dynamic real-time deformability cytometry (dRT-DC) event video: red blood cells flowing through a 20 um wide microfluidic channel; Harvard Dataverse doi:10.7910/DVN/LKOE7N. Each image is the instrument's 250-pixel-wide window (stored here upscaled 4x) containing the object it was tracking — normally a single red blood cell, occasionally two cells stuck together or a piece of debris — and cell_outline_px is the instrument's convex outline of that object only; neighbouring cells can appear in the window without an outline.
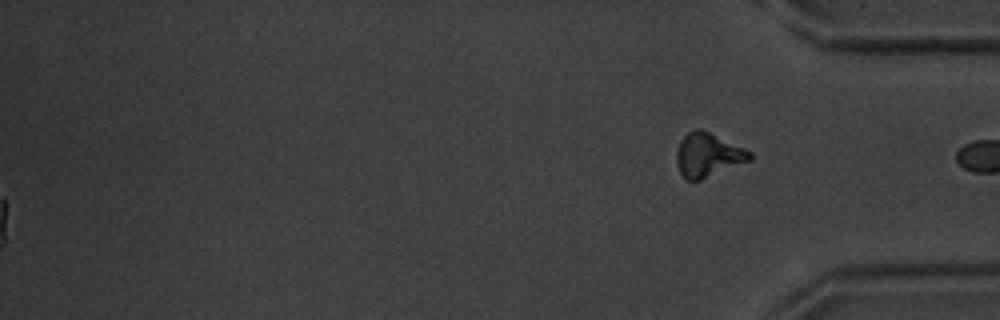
{"species": "common noctule bat (a hibernating species)", "species_latin": "Nyctalus noctula", "temperature_condition": "warm", "stored_images_in_passage": 56, "segment_of_instrument_passage": [2, 2], "camera_frame_rate_fps": 3000, "um_per_image_px": 0.085, "animal": {"sex": "male", "body_mass_g": 20.1, "forearm_length_mm": 53.5}, "frame": {"image": 1, "passage_image": 56, "time_ms": 18.333, "image_size_px": [1000, 320], "cell_outline_px": [[752, 160], [700, 180], [688, 180], [680, 172], [676, 164], [676, 152], [680, 140], [688, 132], [696, 128], [700, 128], [744, 148], [752, 152]], "centroid_in_image_um": [60.17, 13.17], "position_along_channel_um": 375.0, "area_um2": 18.67}}